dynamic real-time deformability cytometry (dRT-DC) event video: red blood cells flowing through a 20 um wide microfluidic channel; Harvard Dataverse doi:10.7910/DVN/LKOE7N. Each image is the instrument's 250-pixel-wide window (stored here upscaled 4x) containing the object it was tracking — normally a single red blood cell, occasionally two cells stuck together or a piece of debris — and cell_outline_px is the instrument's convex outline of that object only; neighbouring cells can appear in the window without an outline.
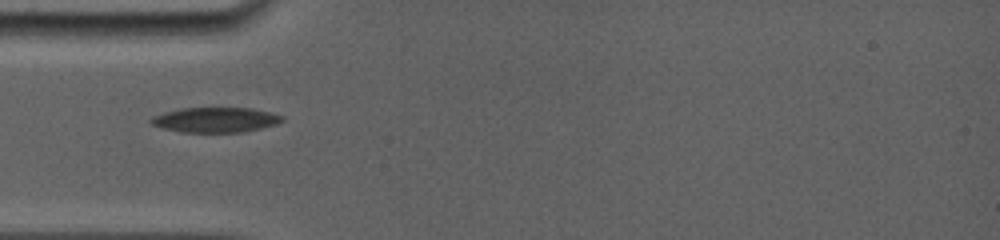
{"species": "common noctule bat (a hibernating species)", "species_latin": "Nyctalus noctula", "temperature_condition": "room temperature", "stored_images_in_passage": 2, "camera_frame_rate_fps": 5000, "um_per_image_px": 0.085, "animal": {"sex": "female", "body_mass_g": 19.0, "forearm_length_mm": 56.7}, "frame": {"image": 1, "passage_image": 2, "time_ms": 1.4, "image_size_px": [1000, 240], "cell_outline_px": [[284, 120], [276, 124], [244, 132], [180, 132], [164, 128], [152, 124], [148, 120], [152, 116], [164, 112], [180, 108], [252, 108], [284, 116]], "centroid_in_image_um": [18.29, 10.18], "position_along_channel_um": 66.7, "area_um2": 19.07}}